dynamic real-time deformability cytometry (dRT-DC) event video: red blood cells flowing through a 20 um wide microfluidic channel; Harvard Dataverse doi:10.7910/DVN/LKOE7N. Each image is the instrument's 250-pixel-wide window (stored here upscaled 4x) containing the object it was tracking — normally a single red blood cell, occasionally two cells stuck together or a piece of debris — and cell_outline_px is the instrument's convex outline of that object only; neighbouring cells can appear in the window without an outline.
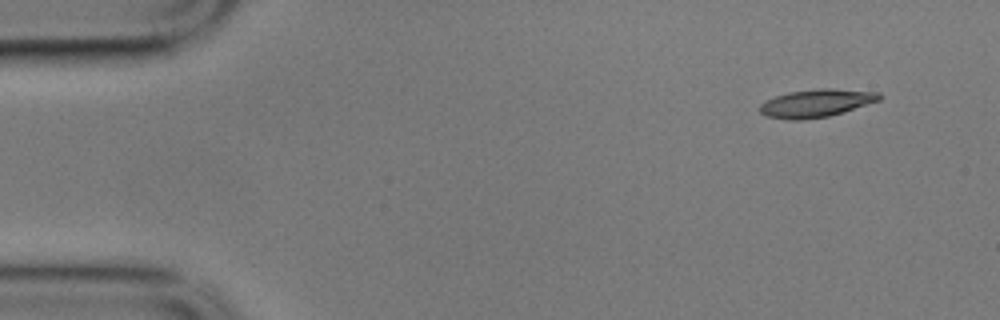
{"species": "common noctule bat (a hibernating species)", "species_latin": "Nyctalus noctula", "temperature_condition": "cold", "stored_images_in_passage": 4, "camera_frame_rate_fps": 3000, "um_per_image_px": 0.085, "animal": {"sex": "male", "body_mass_g": 17.9}, "frame": {"image": 1, "passage_image": 1, "time_ms": 0.0, "image_size_px": [1000, 320], "cell_outline_px": [[880, 100], [844, 112], [828, 116], [800, 120], [788, 120], [768, 116], [760, 112], [760, 104], [776, 96], [788, 92], [820, 88], [832, 88], [880, 92]], "centroid_in_image_um": [69.4, 8.76], "position_along_channel_um": 15.6, "area_um2": 19.31}}
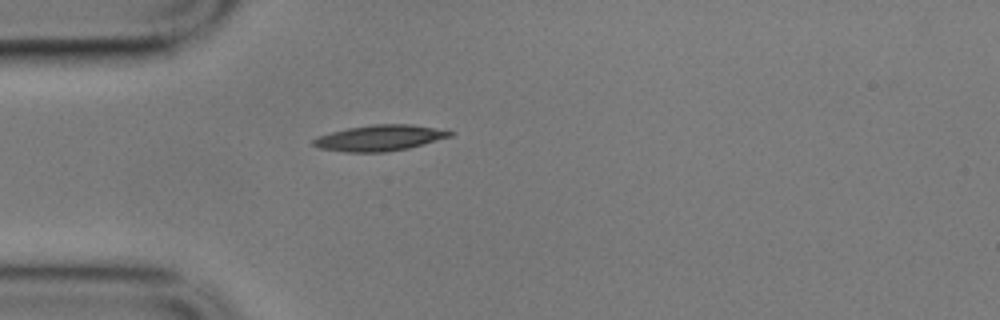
{"frame": {"image": 2, "passage_image": 4, "time_ms": 1.0, "image_size_px": [1000, 320], "cell_outline_px": [[456, 132], [452, 136], [424, 144], [408, 148], [384, 152], [344, 152], [320, 148], [312, 144], [312, 140], [320, 136], [332, 132], [348, 128], [372, 124], [412, 124]], "centroid_in_image_um": [32.3, 11.72], "position_along_channel_um": 52.7, "area_um2": 20.46}}